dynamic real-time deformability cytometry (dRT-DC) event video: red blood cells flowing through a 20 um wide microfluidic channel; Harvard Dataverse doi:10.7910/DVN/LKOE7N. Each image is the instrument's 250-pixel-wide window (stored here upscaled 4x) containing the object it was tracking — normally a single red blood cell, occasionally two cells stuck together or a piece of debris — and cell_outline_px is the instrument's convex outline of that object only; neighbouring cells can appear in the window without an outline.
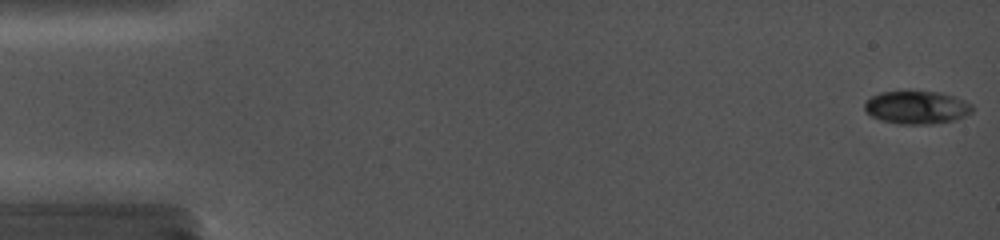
{"species": "common noctule bat (a hibernating species)", "species_latin": "Nyctalus noctula", "temperature_condition": "cold", "stored_images_in_passage": 15, "camera_frame_rate_fps": 5000, "um_per_image_px": 0.085, "animal": {"sex": "female", "body_mass_g": 19.0, "forearm_length_mm": 56.7}, "frame": {"image": 1, "passage_image": 1, "time_ms": 0.0, "image_size_px": [1000, 240], "cell_outline_px": [[972, 112], [964, 116], [952, 120], [932, 124], [900, 124], [880, 120], [872, 116], [864, 108], [864, 100], [880, 92], [908, 88], [940, 92], [964, 100], [972, 104]], "centroid_in_image_um": [77.87, 9.08], "position_along_channel_um": 7.1, "area_um2": 21.39}}
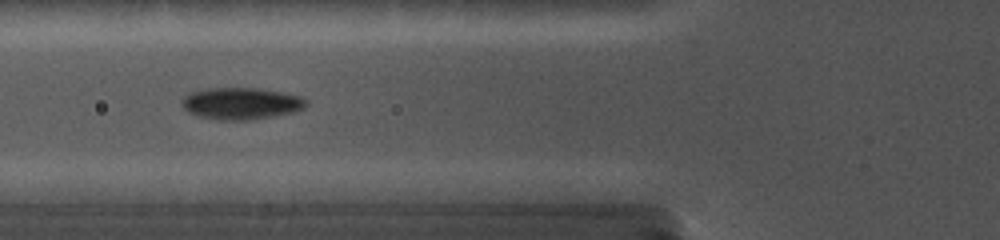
{"frame": {"image": 2, "passage_image": 14, "time_ms": 6.4, "image_size_px": [1000, 240], "cell_outline_px": [[308, 104], [304, 108], [292, 112], [272, 116], [248, 120], [216, 120], [196, 116], [188, 112], [184, 108], [184, 96], [188, 92], [204, 88], [260, 88], [300, 96], [308, 100]], "centroid_in_image_um": [20.48, 8.79], "position_along_channel_um": 105.3, "area_um2": 23.12}}
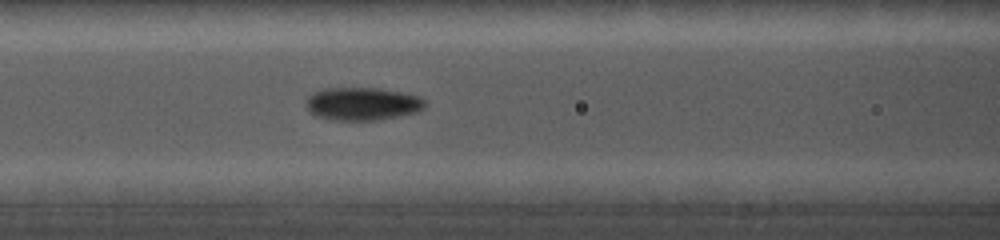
{"frame": {"image": 3, "passage_image": 15, "time_ms": 7.2, "image_size_px": [1000, 240], "cell_outline_px": [[428, 104], [424, 108], [416, 112], [400, 116], [376, 120], [328, 120], [316, 116], [308, 108], [308, 96], [312, 92], [324, 88], [376, 88], [400, 92], [420, 96]], "centroid_in_image_um": [30.83, 8.82], "position_along_channel_um": 135.8, "area_um2": 22.83}}